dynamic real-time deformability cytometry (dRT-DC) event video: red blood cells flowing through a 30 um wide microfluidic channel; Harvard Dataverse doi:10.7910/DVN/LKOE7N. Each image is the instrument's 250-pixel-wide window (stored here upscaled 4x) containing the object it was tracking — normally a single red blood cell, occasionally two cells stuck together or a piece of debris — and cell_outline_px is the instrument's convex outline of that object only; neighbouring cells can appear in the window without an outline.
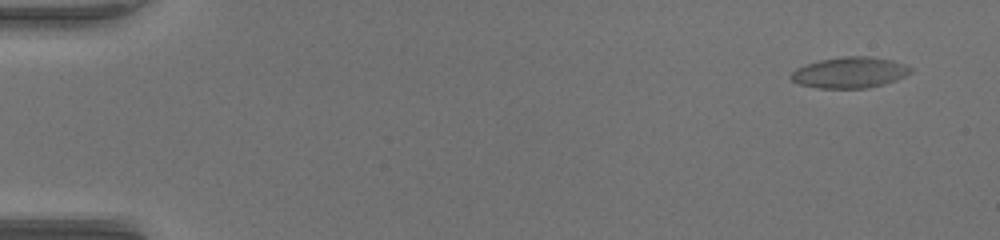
{"species": "common noctule bat (a hibernating species)", "species_latin": "Nyctalus noctula", "temperature_condition": "warm", "stored_images_in_passage": 54, "camera_frame_rate_fps": 3000, "um_per_image_px": 0.085, "animal": {"sex": "female", "body_mass_g": 17.0, "forearm_length_mm": 48.0}, "frame": {"image": 1, "passage_image": 4, "time_ms": 1.0, "image_size_px": [1000, 240], "cell_outline_px": [[912, 72], [896, 80], [864, 88], [820, 88], [800, 84], [792, 80], [788, 76], [796, 68], [820, 60], [848, 56], [864, 56], [888, 60], [912, 68]], "centroid_in_image_um": [72.17, 6.17], "position_along_channel_um": 12.8, "area_um2": 20.98}}
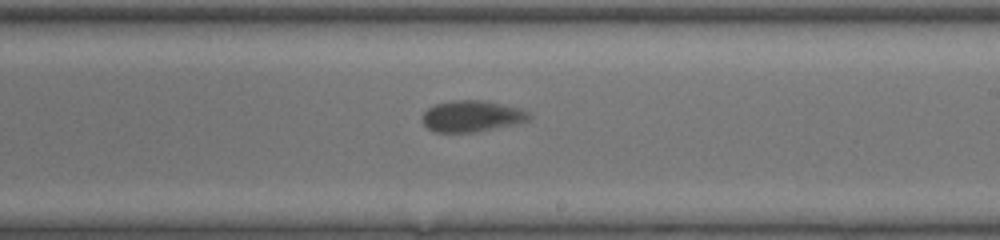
{"frame": {"image": 2, "passage_image": 33, "time_ms": 10.667, "image_size_px": [1000, 240], "cell_outline_px": [[532, 116], [528, 120], [512, 124], [472, 132], [436, 132], [428, 128], [424, 124], [424, 112], [428, 108], [436, 104], [452, 100], [484, 100], [520, 108], [528, 112]], "centroid_in_image_um": [40.1, 9.86], "position_along_channel_um": 248.9, "area_um2": 19.07}}
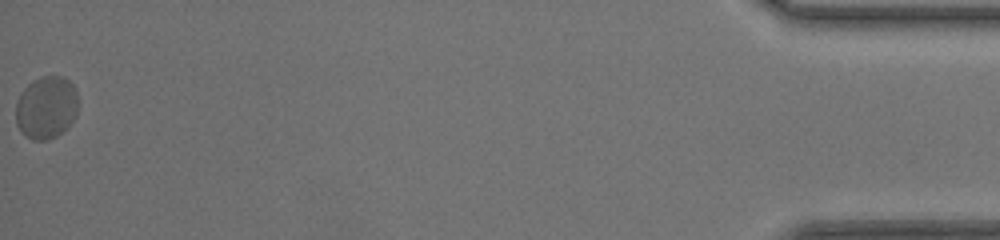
{"frame": {"image": 3, "passage_image": 54, "time_ms": 17.667, "image_size_px": [1000, 240], "cell_outline_px": [[76, 116], [56, 136], [48, 140], [32, 140], [24, 136], [20, 132], [16, 124], [16, 100], [20, 92], [32, 80], [40, 76], [60, 76], [68, 80], [72, 84], [76, 92]], "centroid_in_image_um": [3.87, 9.13], "position_along_channel_um": 431.3, "area_um2": 22.77}, "authors_computed_cell_mechanics": {"area_um2": 19.7676, "velocity_mm_per_s": 4.0, "shape_relaxation_time_tau1_ms": 2.8676, "shape_relaxation_time_tau2_ms": null, "deformation_change_tau1": 0.1303, "deformation_change_tau2": null}}